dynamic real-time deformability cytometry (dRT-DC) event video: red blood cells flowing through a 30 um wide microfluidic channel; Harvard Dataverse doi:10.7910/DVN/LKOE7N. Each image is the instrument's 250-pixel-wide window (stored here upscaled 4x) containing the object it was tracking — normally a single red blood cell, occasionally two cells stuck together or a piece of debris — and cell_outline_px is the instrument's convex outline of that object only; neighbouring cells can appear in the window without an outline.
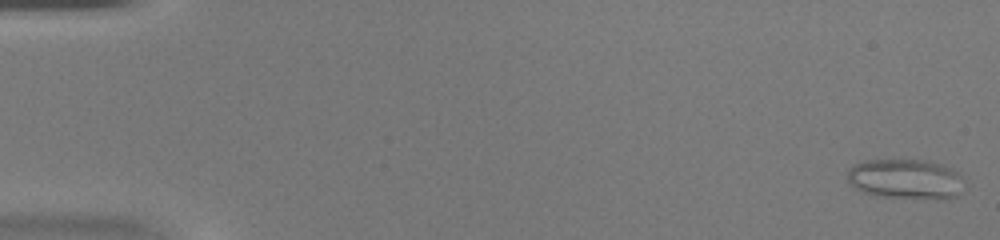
{"species": "common noctule bat (a hibernating species)", "species_latin": "Nyctalus noctula", "temperature_condition": "warm", "stored_images_in_passage": 49, "camera_frame_rate_fps": 3000, "um_per_image_px": 0.085, "animal": {"sex": "female", "body_mass_g": 20.0, "forearm_length_mm": 54.0}, "frame": {"image": 1, "passage_image": 1, "time_ms": 0.0, "image_size_px": [1000, 240], "cell_outline_px": [[968, 184], [956, 196], [940, 200], [936, 200], [876, 196], [864, 192], [856, 188], [848, 180], [848, 168], [852, 164], [864, 160], [928, 160], [940, 164], [956, 172]], "centroid_in_image_um": [77.01, 15.24], "position_along_channel_um": 8.0, "area_um2": 27.69}}
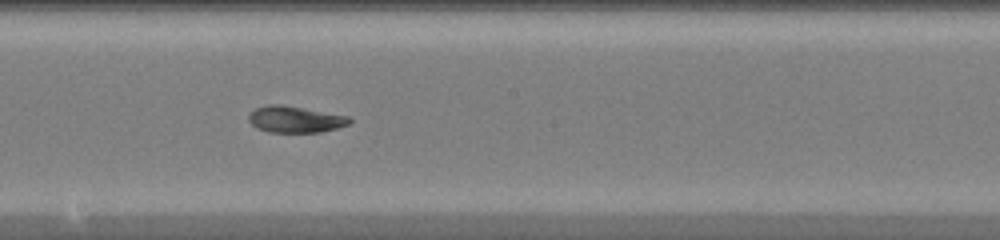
{"frame": {"image": 2, "passage_image": 28, "time_ms": 9.0, "image_size_px": [1000, 240], "cell_outline_px": [[352, 120], [348, 124], [336, 128], [320, 132], [268, 132], [256, 128], [248, 120], [248, 116], [256, 108], [268, 104], [280, 104], [348, 116]], "centroid_in_image_um": [25.06, 10.15], "position_along_channel_um": 223.1, "area_um2": 15.37}}
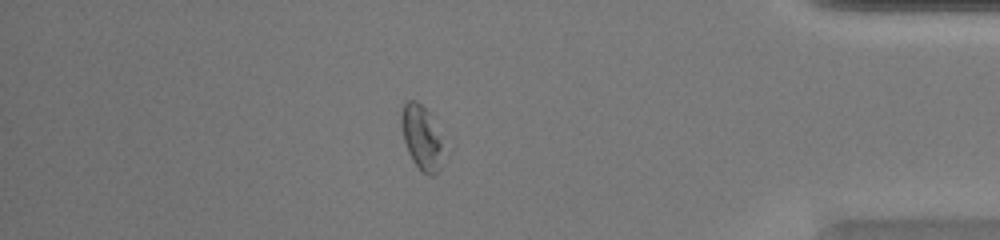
{"frame": {"image": 3, "passage_image": 43, "time_ms": 14.0, "image_size_px": [1000, 240], "cell_outline_px": [[440, 168], [432, 176], [428, 176], [412, 160], [408, 152], [404, 140], [400, 124], [400, 112], [404, 104], [408, 100], [416, 100], [428, 112], [440, 136]], "centroid_in_image_um": [35.76, 11.65], "position_along_channel_um": 399.4, "area_um2": 15.2}, "authors_computed_cell_mechanics": {"area_um2": 16.3574, "velocity_mm_per_s": 4.1811, "shape_relaxation_time_tau1_ms": null, "shape_relaxation_time_tau2_ms": 3.624, "deformation_change_tau1": null, "deformation_change_tau2": 0.0946}}